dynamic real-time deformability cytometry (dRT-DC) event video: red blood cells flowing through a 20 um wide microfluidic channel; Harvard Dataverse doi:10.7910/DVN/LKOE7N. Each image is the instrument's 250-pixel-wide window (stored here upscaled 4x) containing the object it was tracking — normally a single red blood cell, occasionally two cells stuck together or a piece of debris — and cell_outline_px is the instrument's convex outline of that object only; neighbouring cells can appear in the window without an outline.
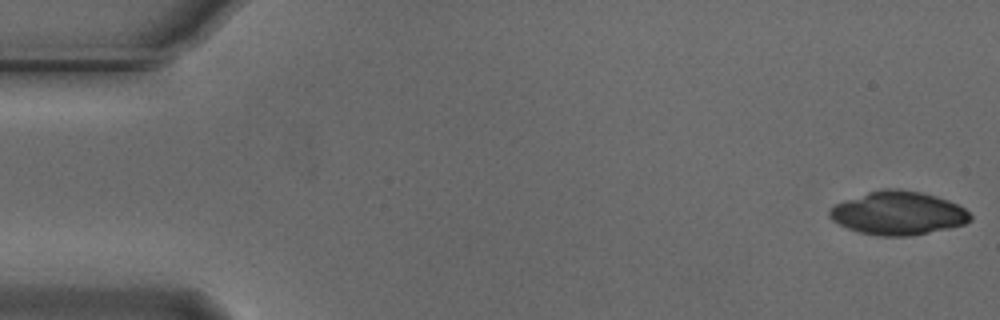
{"species": "Egyptian fruit bat (a non-hibernating species)", "species_latin": "Rousettus aegyptiacus", "temperature_condition": "cold", "stored_images_in_passage": 20, "camera_frame_rate_fps": 3000, "um_per_image_px": 0.085, "animal": {"sex": "male"}, "frame": {"image": 1, "passage_image": 1, "time_ms": 0.0, "image_size_px": [1000, 320], "cell_outline_px": [[972, 220], [964, 224], [948, 228], [912, 236], [880, 236], [860, 232], [848, 228], [832, 220], [828, 216], [828, 212], [836, 204], [844, 200], [868, 192], [884, 188], [900, 188], [920, 192], [936, 196], [948, 200], [964, 208], [972, 216]], "centroid_in_image_um": [76.34, 18.11], "position_along_channel_um": 8.7, "area_um2": 35.55}}